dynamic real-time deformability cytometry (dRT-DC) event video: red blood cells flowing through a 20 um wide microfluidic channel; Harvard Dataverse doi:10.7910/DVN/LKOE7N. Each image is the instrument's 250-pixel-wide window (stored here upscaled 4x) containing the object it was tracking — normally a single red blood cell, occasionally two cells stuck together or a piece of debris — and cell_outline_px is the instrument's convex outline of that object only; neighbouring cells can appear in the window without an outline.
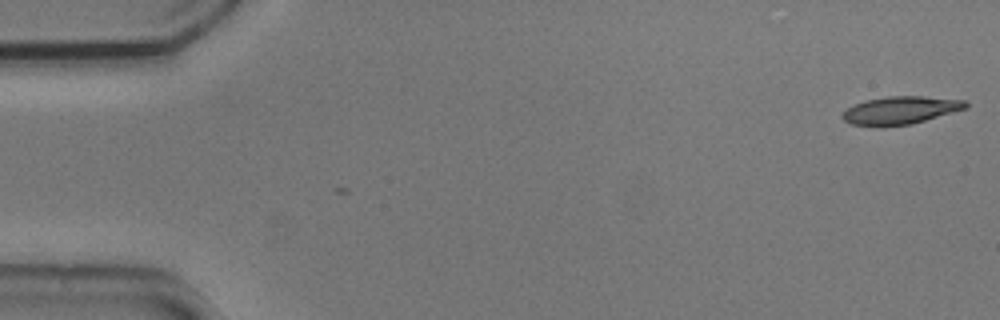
{"species": "common noctule bat (a hibernating species)", "species_latin": "Nyctalus noctula", "temperature_condition": "cold", "stored_images_in_passage": 54, "camera_frame_rate_fps": 3000, "um_per_image_px": 0.085, "animal": {"sex": "male", "body_mass_g": 20.5, "forearm_length_mm": 52.5}, "frame": {"image": 1, "passage_image": 1, "time_ms": 0.0, "image_size_px": [1000, 320], "cell_outline_px": [[968, 108], [912, 124], [884, 128], [852, 124], [844, 120], [840, 116], [848, 108], [856, 104], [868, 100], [888, 96], [924, 96], [964, 100], [968, 104]], "centroid_in_image_um": [76.55, 9.4], "position_along_channel_um": 8.5, "area_um2": 20.17}}
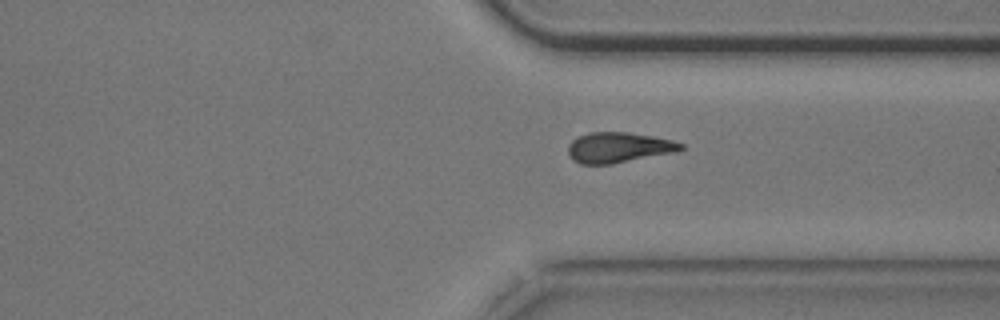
{"frame": {"image": 2, "passage_image": 40, "time_ms": 13.0, "image_size_px": [1000, 320], "cell_outline_px": [[684, 148], [680, 152], [612, 164], [580, 164], [572, 160], [568, 152], [568, 144], [576, 136], [588, 132], [628, 132], [652, 136], [672, 140], [684, 144]], "centroid_in_image_um": [52.6, 12.54], "position_along_channel_um": 358.8, "area_um2": 20.4}}
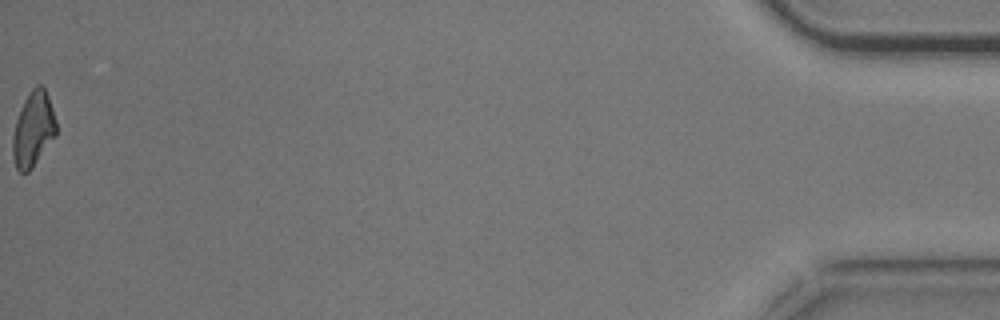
{"frame": {"image": 3, "passage_image": 54, "time_ms": 17.667, "image_size_px": [1000, 320], "cell_outline_px": [[56, 136], [32, 168], [28, 172], [20, 172], [16, 168], [12, 156], [12, 136], [16, 120], [24, 100], [32, 88], [36, 84], [40, 84], [44, 88], [48, 96], [56, 120]], "centroid_in_image_um": [2.82, 11.0], "position_along_channel_um": 432.4, "area_um2": 19.02}, "authors_computed_cell_mechanics": {"area_um2": 20.2011, "velocity_mm_per_s": 3.7282, "shape_relaxation_time_tau1_ms": 3.8169, "shape_relaxation_time_tau2_ms": null, "deformation_change_tau1": 0.1419, "deformation_change_tau2": null}}